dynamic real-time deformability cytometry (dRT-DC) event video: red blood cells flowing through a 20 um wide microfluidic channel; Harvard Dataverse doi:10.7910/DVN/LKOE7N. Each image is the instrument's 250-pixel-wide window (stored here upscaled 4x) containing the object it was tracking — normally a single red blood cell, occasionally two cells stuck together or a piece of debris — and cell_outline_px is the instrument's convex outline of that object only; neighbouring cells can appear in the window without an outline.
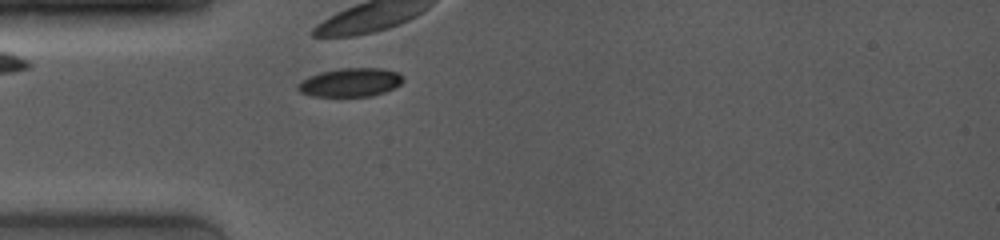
{"species": "common noctule bat (a hibernating species)", "species_latin": "Nyctalus noctula", "temperature_condition": "room temperature", "stored_images_in_passage": 2, "camera_frame_rate_fps": 4000, "um_per_image_px": 0.085, "animal": {"sex": "female", "body_mass_g": 19.0, "forearm_length_mm": 53.3}, "frame": {"image": 1, "passage_image": 2, "time_ms": 0.75, "image_size_px": [1000, 240], "cell_outline_px": [[404, 80], [400, 84], [384, 92], [372, 96], [312, 96], [300, 92], [296, 88], [296, 84], [308, 76], [320, 72], [340, 68], [380, 68], [396, 72], [404, 76]], "centroid_in_image_um": [29.75, 7.0], "position_along_channel_um": 55.2, "area_um2": 17.57}}